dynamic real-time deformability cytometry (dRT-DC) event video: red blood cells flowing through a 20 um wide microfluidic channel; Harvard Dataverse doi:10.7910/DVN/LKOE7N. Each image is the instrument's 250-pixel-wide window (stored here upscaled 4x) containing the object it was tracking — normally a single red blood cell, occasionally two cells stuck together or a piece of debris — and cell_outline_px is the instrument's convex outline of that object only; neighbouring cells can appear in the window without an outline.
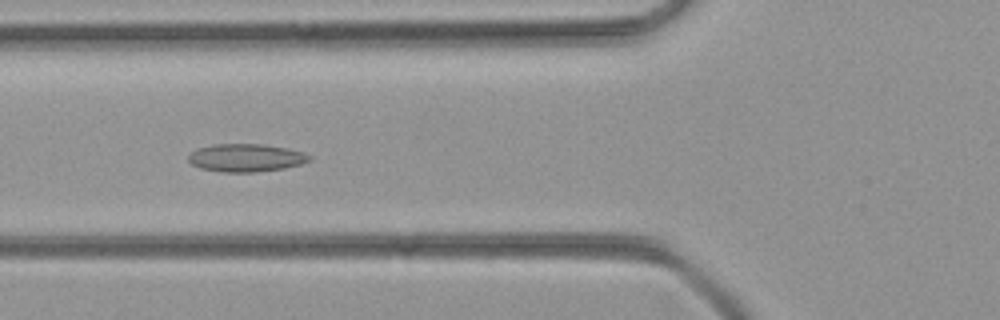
{"species": "common noctule bat (a hibernating species)", "species_latin": "Nyctalus noctula", "temperature_condition": "room temperature", "stored_images_in_passage": 52, "camera_frame_rate_fps": 3000, "um_per_image_px": 0.085, "animal": {"sex": "female", "body_mass_g": 21.9}, "frame": {"image": 1, "passage_image": 19, "time_ms": 6.0, "image_size_px": [1000, 320], "cell_outline_px": [[312, 160], [300, 164], [284, 168], [256, 172], [224, 172], [200, 168], [192, 164], [188, 160], [188, 156], [196, 148], [212, 144], [264, 144], [288, 148], [304, 152], [312, 156]], "centroid_in_image_um": [20.92, 13.4], "position_along_channel_um": 104.9, "area_um2": 19.83}}
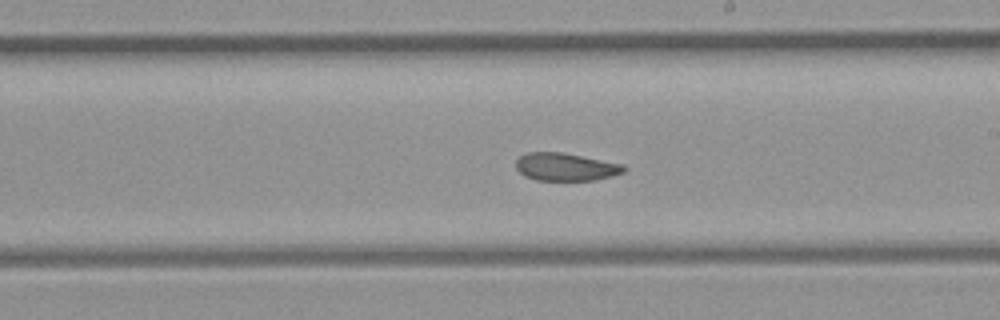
{"frame": {"image": 2, "passage_image": 29, "time_ms": 9.333, "image_size_px": [1000, 320], "cell_outline_px": [[628, 168], [624, 172], [612, 176], [596, 180], [536, 180], [524, 176], [516, 168], [516, 160], [520, 156], [528, 152], [564, 152], [624, 164]], "centroid_in_image_um": [48.11, 14.18], "position_along_channel_um": 240.9, "area_um2": 17.69}}
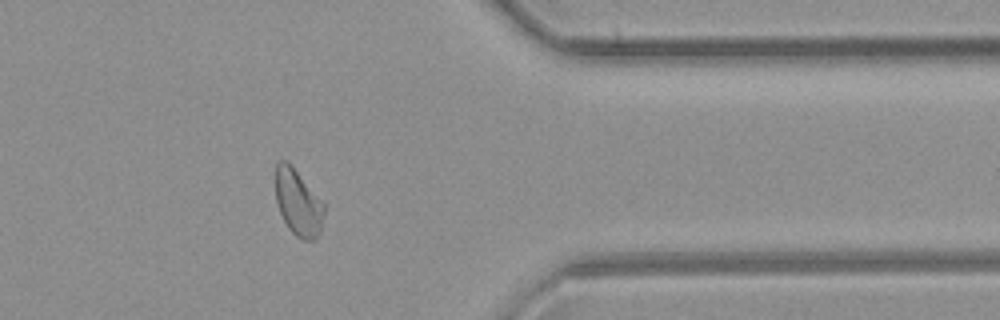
{"frame": {"image": 3, "passage_image": 41, "time_ms": 13.333, "image_size_px": [1000, 320], "cell_outline_px": [[324, 212], [320, 232], [316, 240], [304, 240], [296, 236], [288, 228], [280, 212], [276, 200], [276, 164], [280, 160], [284, 160], [296, 172], [324, 204]], "centroid_in_image_um": [25.34, 17.29], "position_along_channel_um": 386.1, "area_um2": 18.15}}